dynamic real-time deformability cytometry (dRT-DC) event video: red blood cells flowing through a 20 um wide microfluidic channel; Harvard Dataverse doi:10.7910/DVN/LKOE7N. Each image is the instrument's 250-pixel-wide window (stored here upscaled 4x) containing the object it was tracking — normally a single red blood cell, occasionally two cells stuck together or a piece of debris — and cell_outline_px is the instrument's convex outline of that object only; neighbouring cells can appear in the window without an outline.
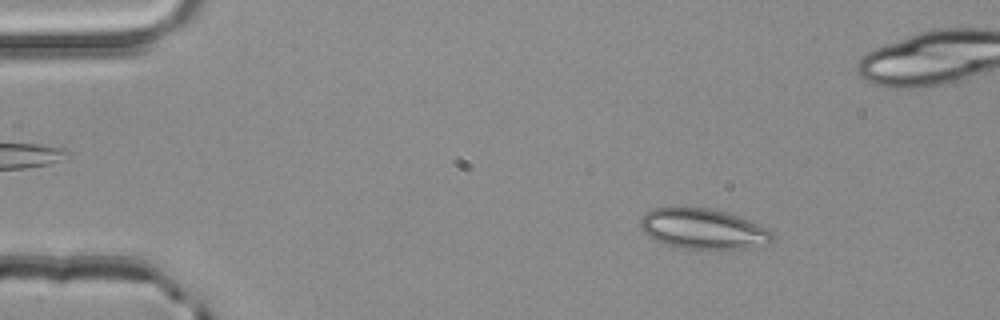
{"species": "common noctule bat (a hibernating species)", "species_latin": "Nyctalus noctula", "temperature_condition": "room temperature", "stored_images_in_passage": 53, "camera_frame_rate_fps": 3000, "um_per_image_px": 0.085, "animal": {"sex": "male", "body_mass_g": 20.4}, "frame": {"image": 1, "passage_image": 8, "time_ms": 2.333, "image_size_px": [1000, 320], "cell_outline_px": [[772, 240], [768, 244], [748, 248], [684, 248], [668, 244], [656, 240], [648, 236], [640, 228], [640, 220], [652, 208], [708, 208], [728, 212], [768, 228], [772, 232]], "centroid_in_image_um": [59.78, 19.45], "position_along_channel_um": 25.2, "area_um2": 30.52}}
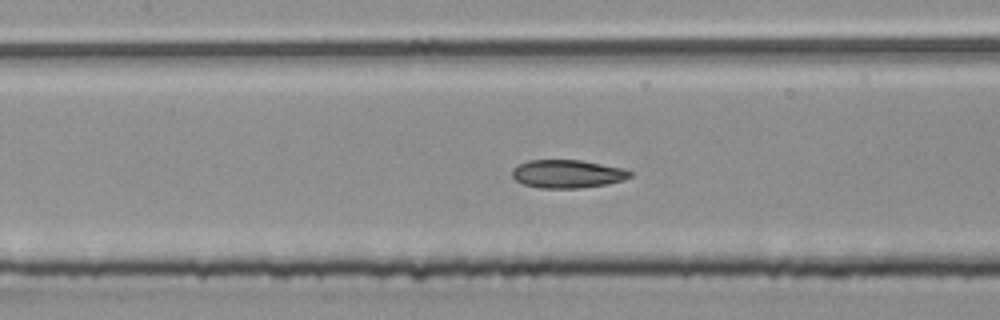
{"frame": {"image": 2, "passage_image": 24, "time_ms": 7.667, "image_size_px": [1000, 320], "cell_outline_px": [[632, 176], [624, 180], [608, 184], [580, 188], [540, 188], [524, 184], [516, 180], [512, 176], [512, 168], [516, 164], [528, 160], [580, 160], [620, 168], [632, 172]], "centroid_in_image_um": [48.19, 14.78], "position_along_channel_um": 159.2, "area_um2": 19.36}}
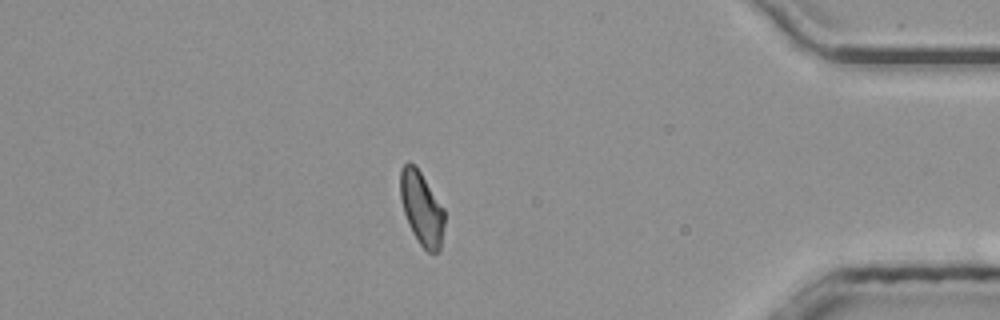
{"frame": {"image": 3, "passage_image": 45, "time_ms": 14.667, "image_size_px": [1000, 320], "cell_outline_px": [[444, 224], [440, 248], [436, 252], [428, 252], [420, 244], [412, 232], [408, 224], [404, 212], [400, 196], [400, 168], [408, 160], [416, 164], [444, 208]], "centroid_in_image_um": [35.82, 17.64], "position_along_channel_um": 399.4, "area_um2": 19.02}, "authors_computed_cell_mechanics": {"area_um2": 19.4786, "velocity_mm_per_s": 3.9868, "shape_relaxation_time_tau1_ms": null, "shape_relaxation_time_tau2_ms": 2.6786, "deformation_change_tau1": null, "deformation_change_tau2": 0.0883}}